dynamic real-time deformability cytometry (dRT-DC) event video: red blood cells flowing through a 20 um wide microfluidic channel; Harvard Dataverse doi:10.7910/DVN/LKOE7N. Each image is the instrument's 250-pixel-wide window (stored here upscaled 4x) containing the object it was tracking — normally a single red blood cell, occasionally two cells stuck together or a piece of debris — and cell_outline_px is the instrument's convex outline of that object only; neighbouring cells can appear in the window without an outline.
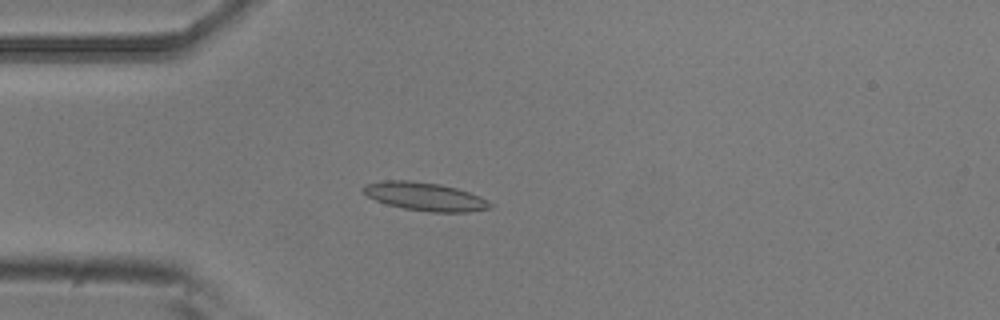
{"species": "common noctule bat (a hibernating species)", "species_latin": "Nyctalus noctula", "temperature_condition": "room temperature", "stored_images_in_passage": 4, "camera_frame_rate_fps": 3000, "um_per_image_px": 0.085, "animal": {"sex": "male", "body_mass_g": 20.5, "forearm_length_mm": 52.5}, "frame": {"image": 1, "passage_image": 4, "time_ms": 1.0, "image_size_px": [1000, 320], "cell_outline_px": [[492, 208], [468, 212], [428, 212], [404, 208], [388, 204], [376, 200], [368, 196], [360, 188], [364, 184], [380, 180], [412, 180], [440, 184], [456, 188], [480, 196], [488, 200], [492, 204]], "centroid_in_image_um": [36.11, 16.69], "position_along_channel_um": 48.9, "area_um2": 21.04}}